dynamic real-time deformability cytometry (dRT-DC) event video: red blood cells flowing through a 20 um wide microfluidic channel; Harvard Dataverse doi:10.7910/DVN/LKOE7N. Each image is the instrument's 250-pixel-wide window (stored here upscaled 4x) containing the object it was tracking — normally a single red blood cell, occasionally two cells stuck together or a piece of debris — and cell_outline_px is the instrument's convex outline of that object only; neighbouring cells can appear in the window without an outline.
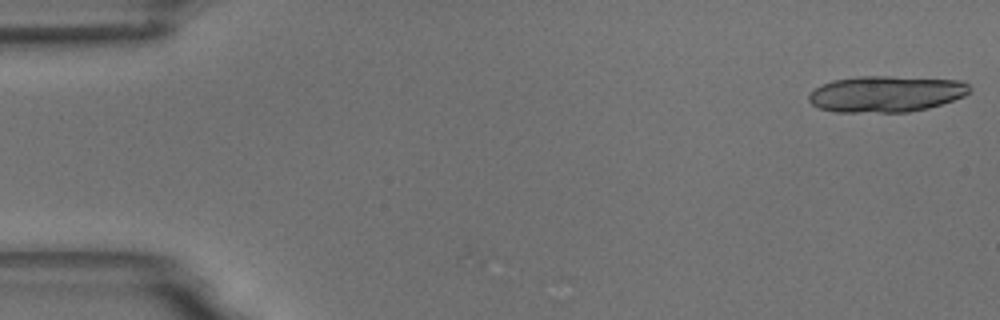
{"species": "common noctule bat (a hibernating species)", "species_latin": "Nyctalus noctula", "temperature_condition": "room temperature", "stored_images_in_passage": 18, "camera_frame_rate_fps": 3000, "um_per_image_px": 0.085, "animal": {"sex": "male", "body_mass_g": 18.8}, "frame": {"image": 1, "passage_image": 1, "time_ms": 0.0, "image_size_px": [1000, 320], "cell_outline_px": [[972, 92], [964, 96], [928, 108], [908, 112], [836, 112], [820, 108], [812, 104], [808, 100], [808, 96], [816, 88], [832, 80], [860, 76], [892, 76], [960, 80], [968, 84], [972, 88]], "centroid_in_image_um": [75.34, 7.98], "position_along_channel_um": 9.7, "area_um2": 33.99}}